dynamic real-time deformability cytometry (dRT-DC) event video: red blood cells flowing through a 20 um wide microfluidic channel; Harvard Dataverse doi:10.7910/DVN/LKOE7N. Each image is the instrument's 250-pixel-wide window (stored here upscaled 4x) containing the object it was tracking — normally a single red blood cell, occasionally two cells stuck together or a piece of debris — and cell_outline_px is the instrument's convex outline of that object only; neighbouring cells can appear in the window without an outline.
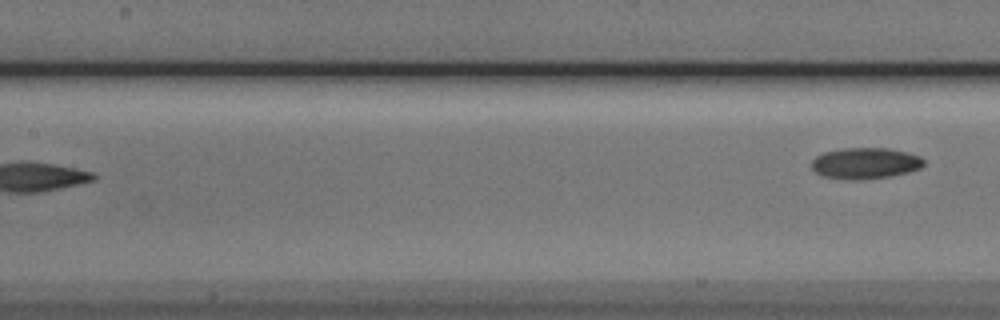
{"species": "Egyptian fruit bat (a non-hibernating species)", "species_latin": "Rousettus aegyptiacus", "temperature_condition": "cold", "stored_images_in_passage": 6, "segment_of_instrument_passage": [2, 2], "camera_frame_rate_fps": 3000, "um_per_image_px": 0.085, "animal": {"sex": "male"}, "frame": {"image": 1, "passage_image": 6, "time_ms": 5.667, "image_size_px": [1000, 320], "cell_outline_px": [[924, 164], [920, 168], [908, 172], [892, 176], [856, 180], [844, 180], [820, 176], [812, 168], [812, 160], [816, 156], [824, 152], [840, 148], [888, 148], [908, 152], [920, 156], [924, 160]], "centroid_in_image_um": [73.53, 13.88], "position_along_channel_um": 133.9, "area_um2": 20.63}}